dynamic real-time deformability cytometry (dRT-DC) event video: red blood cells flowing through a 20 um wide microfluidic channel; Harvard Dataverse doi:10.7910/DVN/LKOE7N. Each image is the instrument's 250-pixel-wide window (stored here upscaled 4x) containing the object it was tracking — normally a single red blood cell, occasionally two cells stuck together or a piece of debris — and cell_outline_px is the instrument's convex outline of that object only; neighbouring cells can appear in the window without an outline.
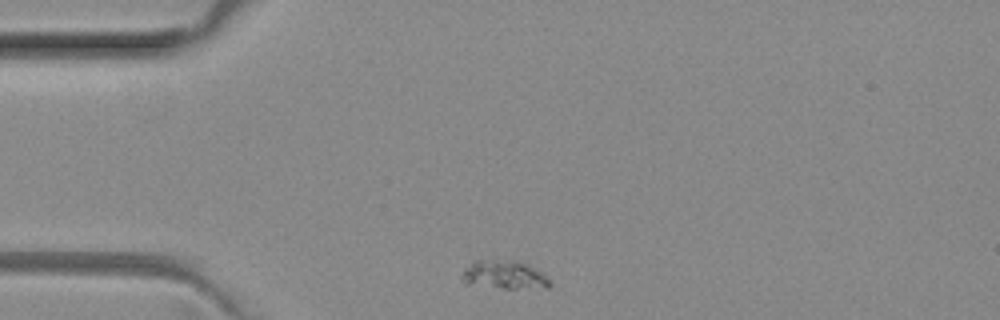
{"species": "common noctule bat (a hibernating species)", "species_latin": "Nyctalus noctula", "temperature_condition": "room temperature", "stored_images_in_passage": 2, "camera_frame_rate_fps": 3000, "um_per_image_px": 0.085, "animal": {"sex": "female", "body_mass_g": 29.2, "forearm_length_mm": 56.3}, "frame": {"image": 1, "passage_image": 1, "time_ms": 0.0, "image_size_px": [1000, 320], "cell_outline_px": [[552, 284], [548, 288], [504, 288], [464, 284], [460, 280], [460, 276], [464, 268], [472, 260], [516, 260], [528, 264], [548, 276]], "centroid_in_image_um": [42.83, 23.36], "position_along_channel_um": 42.2, "area_um2": 15.03}}